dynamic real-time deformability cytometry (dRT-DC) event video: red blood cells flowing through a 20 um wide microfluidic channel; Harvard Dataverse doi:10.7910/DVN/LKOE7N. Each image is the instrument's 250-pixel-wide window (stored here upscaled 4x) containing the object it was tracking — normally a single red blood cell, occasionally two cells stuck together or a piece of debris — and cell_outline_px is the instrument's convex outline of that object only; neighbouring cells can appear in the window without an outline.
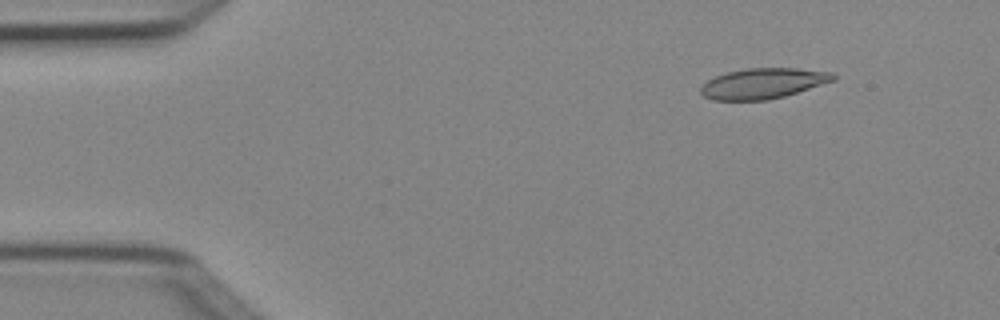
{"species": "Egyptian fruit bat (a non-hibernating species)", "species_latin": "Rousettus aegyptiacus", "temperature_condition": "cold", "stored_images_in_passage": 5, "camera_frame_rate_fps": 3000, "um_per_image_px": 0.085, "animal": {"sex": "female"}, "frame": {"image": 1, "passage_image": 2, "time_ms": 0.333, "image_size_px": [1000, 320], "cell_outline_px": [[836, 80], [784, 96], [768, 100], [712, 100], [704, 96], [700, 92], [700, 88], [708, 80], [716, 76], [728, 72], [748, 68], [796, 68], [832, 72], [836, 76]], "centroid_in_image_um": [64.87, 7.09], "position_along_channel_um": 20.1, "area_um2": 23.41}}
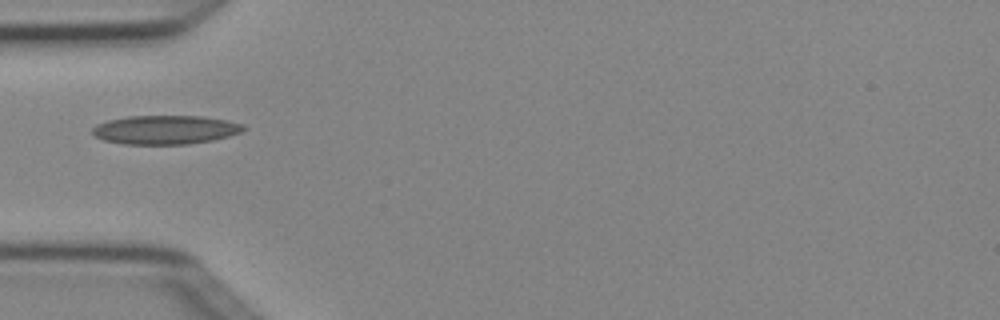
{"frame": {"image": 2, "passage_image": 5, "time_ms": 1.333, "image_size_px": [1000, 320], "cell_outline_px": [[248, 128], [240, 132], [228, 136], [212, 140], [188, 144], [124, 144], [104, 140], [92, 136], [92, 128], [96, 124], [108, 120], [128, 116], [204, 116], [244, 124]], "centroid_in_image_um": [14.03, 11.03], "position_along_channel_um": 71.0, "area_um2": 25.49}}